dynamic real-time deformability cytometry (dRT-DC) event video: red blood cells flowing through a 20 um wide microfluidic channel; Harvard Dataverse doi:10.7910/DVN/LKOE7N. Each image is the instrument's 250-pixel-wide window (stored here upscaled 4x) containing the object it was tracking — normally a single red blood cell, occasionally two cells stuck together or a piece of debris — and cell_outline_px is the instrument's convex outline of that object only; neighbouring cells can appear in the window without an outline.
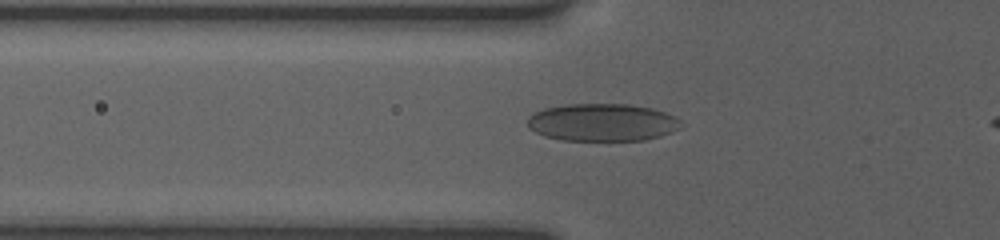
{"species": "human", "species_latin": "Homo sapiens", "temperature_condition": "room temperature", "stored_images_in_passage": 15, "camera_frame_rate_fps": 3000, "um_per_image_px": 0.085, "donor": {"sex": "female"}, "frame": {"image": 1, "passage_image": 9, "time_ms": 3.0, "image_size_px": [1000, 240], "cell_outline_px": [[676, 128], [668, 132], [644, 140], [560, 140], [544, 136], [528, 128], [528, 120], [536, 112], [544, 108], [564, 104], [628, 104], [648, 108], [664, 112], [672, 116], [676, 120]], "centroid_in_image_um": [51.07, 10.4], "position_along_channel_um": 74.7, "area_um2": 32.77}}
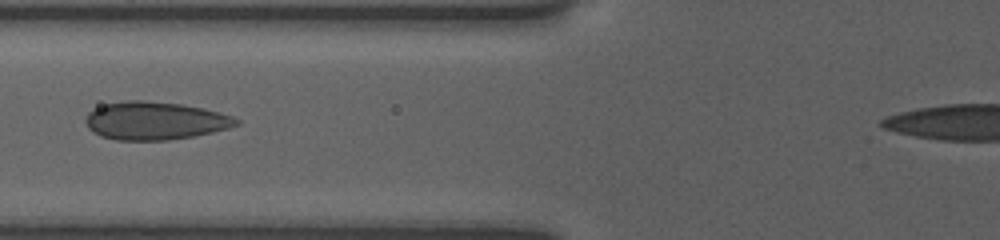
{"frame": {"image": 2, "passage_image": 11, "time_ms": 4.0, "image_size_px": [1000, 240], "cell_outline_px": [[240, 124], [212, 132], [192, 136], [168, 140], [116, 140], [100, 136], [92, 132], [88, 128], [84, 120], [88, 112], [104, 104], [128, 100], [144, 100], [180, 104], [200, 108], [232, 116], [240, 120]], "centroid_in_image_um": [13.12, 10.27], "position_along_channel_um": 112.7, "area_um2": 33.18}}
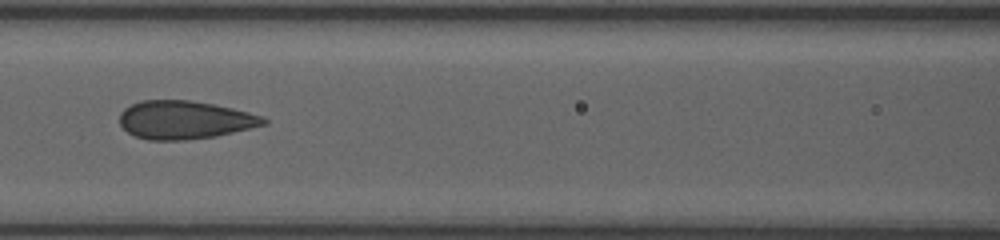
{"frame": {"image": 3, "passage_image": 13, "time_ms": 5.0, "image_size_px": [1000, 240], "cell_outline_px": [[268, 124], [216, 136], [184, 140], [148, 140], [136, 136], [128, 132], [120, 124], [120, 112], [124, 108], [132, 104], [144, 100], [188, 100], [212, 104], [232, 108], [248, 112], [260, 116], [268, 120]], "centroid_in_image_um": [15.69, 10.19], "position_along_channel_um": 150.9, "area_um2": 31.91}}